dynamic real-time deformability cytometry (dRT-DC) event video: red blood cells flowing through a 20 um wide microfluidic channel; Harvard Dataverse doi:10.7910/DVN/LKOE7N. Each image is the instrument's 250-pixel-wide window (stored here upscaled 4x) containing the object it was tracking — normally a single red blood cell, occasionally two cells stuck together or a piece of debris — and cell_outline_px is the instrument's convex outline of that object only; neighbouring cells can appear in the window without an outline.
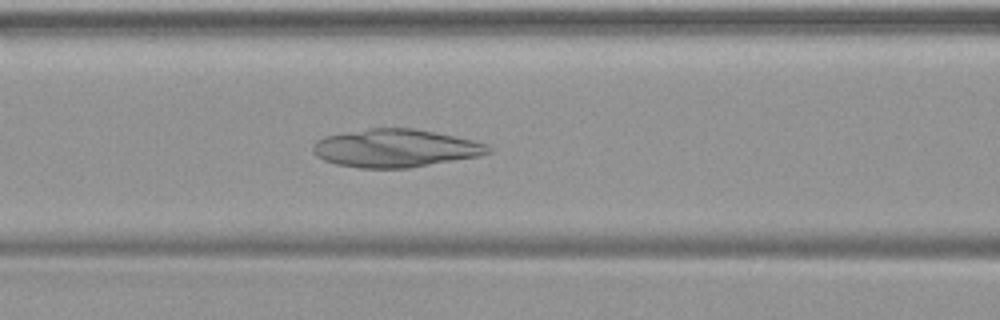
{"species": "common noctule bat (a hibernating species)", "species_latin": "Nyctalus noctula", "temperature_condition": "warm", "stored_images_in_passage": 49, "camera_frame_rate_fps": 3000, "um_per_image_px": 0.085, "animal": {"sex": "female", "body_mass_g": 19.9}, "frame": {"image": 1, "passage_image": 21, "time_ms": 6.667, "image_size_px": [1000, 320], "cell_outline_px": [[492, 152], [480, 156], [408, 168], [360, 168], [336, 164], [324, 160], [316, 156], [312, 152], [312, 144], [316, 140], [324, 136], [344, 132], [368, 128], [412, 128], [472, 140], [488, 144], [492, 148]], "centroid_in_image_um": [33.58, 12.6], "position_along_channel_um": 133.0, "area_um2": 38.9}}
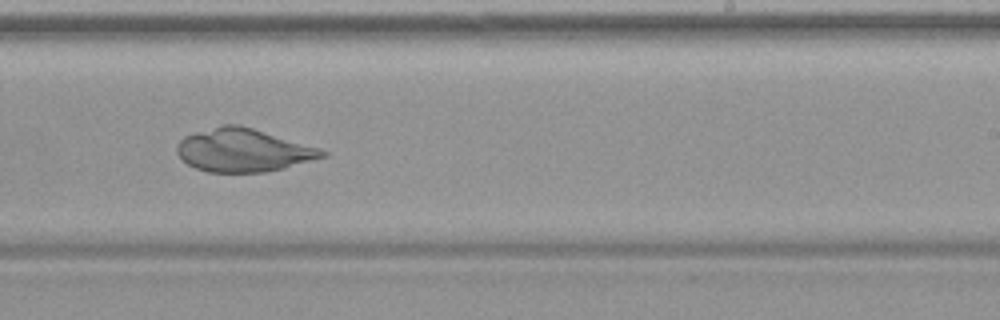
{"frame": {"image": 2, "passage_image": 31, "time_ms": 10.0, "image_size_px": [1000, 320], "cell_outline_px": [[328, 156], [284, 168], [264, 172], [208, 172], [196, 168], [188, 164], [176, 152], [176, 144], [184, 136], [196, 132], [224, 124], [240, 124], [320, 148], [328, 152]], "centroid_in_image_um": [20.69, 12.77], "position_along_channel_um": 268.3, "area_um2": 36.47}}
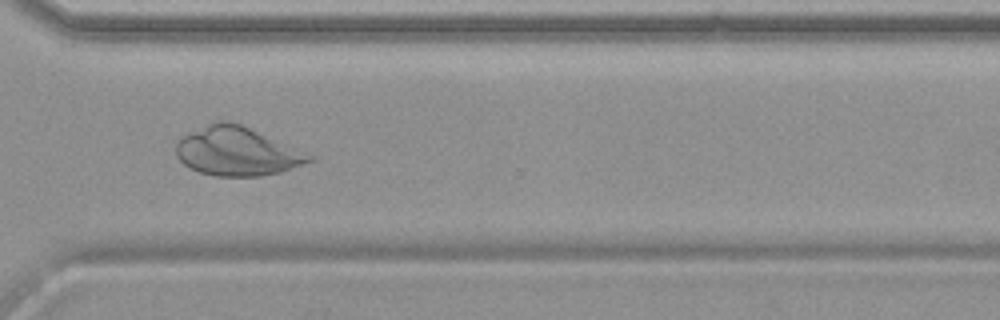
{"frame": {"image": 3, "passage_image": 37, "time_ms": 12.0, "image_size_px": [1000, 320], "cell_outline_px": [[316, 160], [280, 172], [260, 176], [212, 176], [188, 168], [176, 156], [176, 144], [184, 136], [208, 124], [220, 120], [228, 120], [240, 124], [316, 156]], "centroid_in_image_um": [20.17, 12.88], "position_along_channel_um": 350.4, "area_um2": 37.63}}